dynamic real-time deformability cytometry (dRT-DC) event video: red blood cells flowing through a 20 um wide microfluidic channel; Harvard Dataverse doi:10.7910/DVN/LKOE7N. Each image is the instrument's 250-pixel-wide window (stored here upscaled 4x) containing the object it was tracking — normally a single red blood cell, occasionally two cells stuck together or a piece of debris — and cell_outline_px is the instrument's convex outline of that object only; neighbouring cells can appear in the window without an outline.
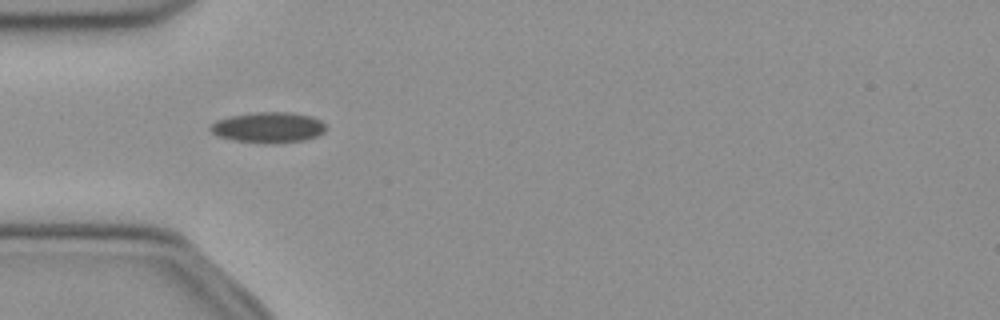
{"species": "common noctule bat (a hibernating species)", "species_latin": "Nyctalus noctula", "temperature_condition": "cold", "stored_images_in_passage": 13, "camera_frame_rate_fps": 3000, "um_per_image_px": 0.085, "animal": {"sex": "female", "body_mass_g": 21.9}, "frame": {"image": 1, "passage_image": 1, "time_ms": 0.0, "image_size_px": [1000, 320], "cell_outline_px": [[328, 128], [324, 132], [316, 136], [304, 140], [276, 144], [236, 140], [216, 136], [208, 128], [216, 120], [232, 116], [256, 112], [292, 112], [312, 116], [320, 120]], "centroid_in_image_um": [22.84, 10.83], "position_along_channel_um": 62.2, "area_um2": 20.63}}
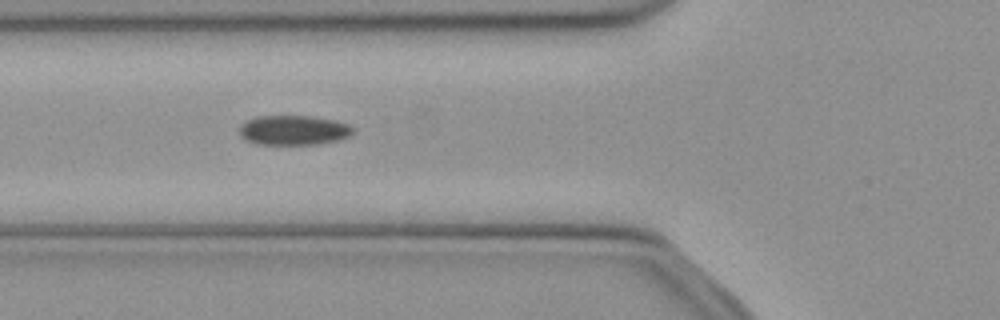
{"frame": {"image": 2, "passage_image": 4, "time_ms": 1.0, "image_size_px": [1000, 320], "cell_outline_px": [[352, 132], [348, 136], [336, 140], [316, 144], [256, 144], [244, 140], [240, 136], [240, 124], [256, 116], [312, 116], [336, 120], [352, 124]], "centroid_in_image_um": [24.93, 11.06], "position_along_channel_um": 100.9, "area_um2": 19.71}}